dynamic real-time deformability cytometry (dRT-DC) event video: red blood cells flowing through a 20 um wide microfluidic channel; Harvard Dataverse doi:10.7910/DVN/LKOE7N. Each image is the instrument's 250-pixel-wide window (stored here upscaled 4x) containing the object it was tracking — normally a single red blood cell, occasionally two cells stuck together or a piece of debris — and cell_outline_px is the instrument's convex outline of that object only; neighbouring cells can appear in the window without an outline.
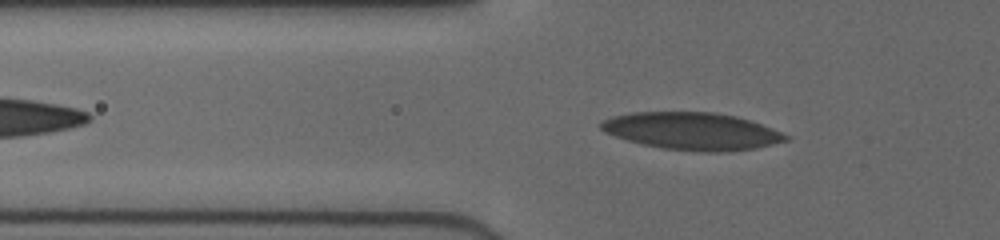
{"species": "human", "species_latin": "Homo sapiens", "temperature_condition": "cold", "stored_images_in_passage": 15, "segment_of_instrument_passage": [1, 2], "camera_frame_rate_fps": 3000, "um_per_image_px": 0.085, "donor": {"sex": "female"}, "frame": {"image": 1, "passage_image": 7, "time_ms": 2.0, "image_size_px": [1000, 240], "cell_outline_px": [[792, 136], [788, 140], [756, 148], [728, 152], [708, 152], [664, 148], [644, 144], [628, 140], [604, 132], [600, 128], [600, 124], [604, 120], [612, 116], [636, 112], [712, 112], [736, 116], [772, 128]], "centroid_in_image_um": [58.86, 11.15], "position_along_channel_um": 66.9, "area_um2": 39.94}}
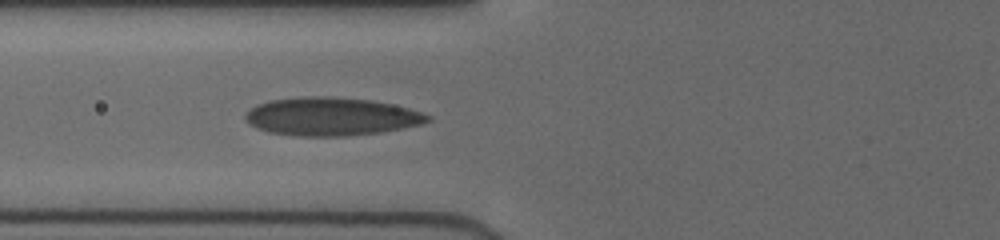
{"frame": {"image": 2, "passage_image": 10, "time_ms": 3.0, "image_size_px": [1000, 240], "cell_outline_px": [[432, 120], [424, 124], [380, 132], [344, 136], [300, 136], [268, 132], [256, 128], [248, 124], [244, 120], [244, 116], [252, 108], [260, 104], [272, 100], [312, 96], [324, 96], [368, 100], [408, 108], [432, 116]], "centroid_in_image_um": [28.16, 9.92], "position_along_channel_um": 97.6, "area_um2": 40.17}}
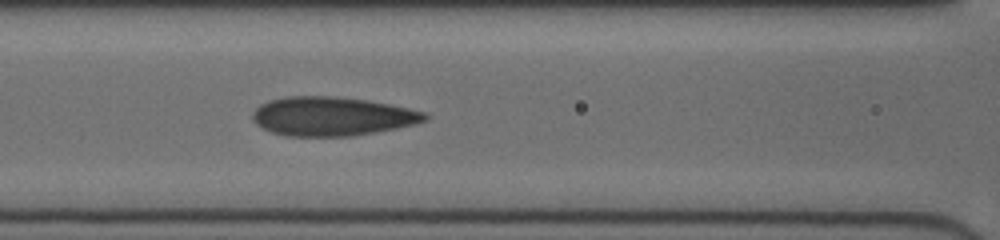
{"frame": {"image": 3, "passage_image": 13, "time_ms": 4.0, "image_size_px": [1000, 240], "cell_outline_px": [[428, 116], [424, 120], [412, 124], [396, 128], [352, 136], [284, 136], [272, 132], [256, 124], [252, 120], [252, 112], [260, 104], [268, 100], [288, 96], [336, 96], [368, 100], [408, 108], [424, 112]], "centroid_in_image_um": [28.16, 9.88], "position_along_channel_um": 138.4, "area_um2": 38.96}}